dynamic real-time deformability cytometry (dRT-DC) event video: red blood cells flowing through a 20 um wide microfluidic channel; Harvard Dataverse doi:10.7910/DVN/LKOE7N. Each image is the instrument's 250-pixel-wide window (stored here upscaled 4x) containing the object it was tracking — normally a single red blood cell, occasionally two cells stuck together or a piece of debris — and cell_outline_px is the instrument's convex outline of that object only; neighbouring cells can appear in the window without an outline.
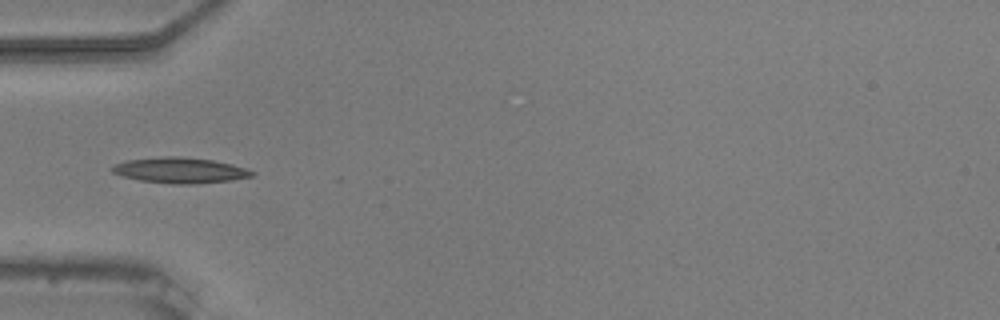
{"species": "common noctule bat (a hibernating species)", "species_latin": "Nyctalus noctula", "temperature_condition": "warm", "stored_images_in_passage": 8, "camera_frame_rate_fps": 3000, "um_per_image_px": 0.085, "animal": {"sex": "male", "body_mass_g": 20.5, "forearm_length_mm": 52.5}, "frame": {"image": 1, "passage_image": 1, "time_ms": 0.0, "image_size_px": [1000, 320], "cell_outline_px": [[256, 172], [252, 176], [232, 180], [192, 184], [172, 184], [140, 180], [120, 176], [112, 172], [108, 168], [116, 164], [128, 160], [164, 156], [176, 156], [212, 160], [232, 164]], "centroid_in_image_um": [15.27, 14.48], "position_along_channel_um": 69.7, "area_um2": 20.81}}
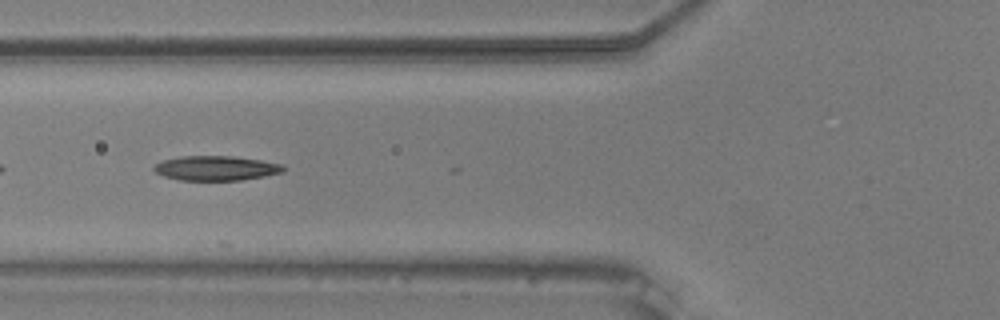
{"frame": {"image": 2, "passage_image": 4, "time_ms": 1.0, "image_size_px": [1000, 320], "cell_outline_px": [[284, 172], [264, 176], [240, 180], [180, 180], [164, 176], [156, 172], [152, 168], [156, 164], [164, 160], [180, 156], [232, 156], [260, 160], [280, 164], [284, 168]], "centroid_in_image_um": [18.34, 14.29], "position_along_channel_um": 107.5, "area_um2": 18.38}}
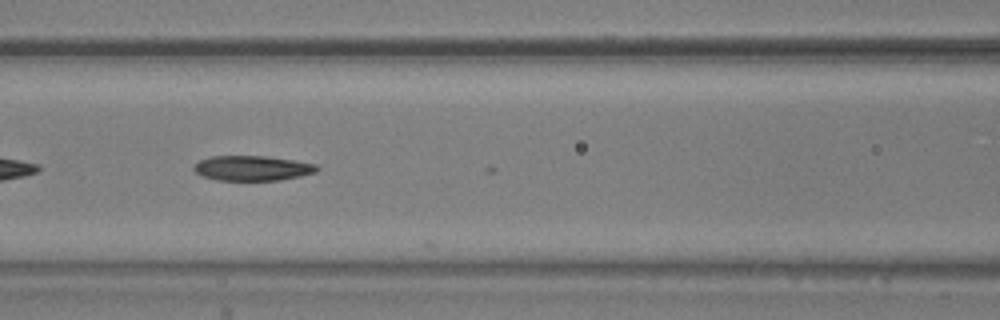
{"frame": {"image": 3, "passage_image": 7, "time_ms": 2.0, "image_size_px": [1000, 320], "cell_outline_px": [[320, 168], [316, 172], [300, 176], [280, 180], [216, 180], [204, 176], [196, 172], [192, 168], [200, 160], [212, 156], [264, 156], [292, 160], [316, 164]], "centroid_in_image_um": [21.46, 14.29], "position_along_channel_um": 145.1, "area_um2": 17.74}}